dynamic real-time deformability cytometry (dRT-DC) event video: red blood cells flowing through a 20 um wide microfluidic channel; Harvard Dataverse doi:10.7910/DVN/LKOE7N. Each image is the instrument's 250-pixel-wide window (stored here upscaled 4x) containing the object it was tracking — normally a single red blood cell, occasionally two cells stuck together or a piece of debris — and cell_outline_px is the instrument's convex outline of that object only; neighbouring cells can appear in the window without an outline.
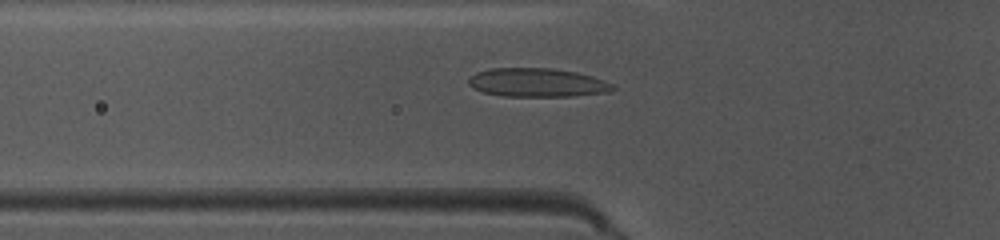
{"species": "common noctule bat (a hibernating species)", "species_latin": "Nyctalus noctula", "temperature_condition": "warm", "stored_images_in_passage": 33, "camera_frame_rate_fps": 3000, "um_per_image_px": 0.085, "animal": {"sex": "female", "body_mass_g": 10.0, "forearm_length_mm": 53.1}, "frame": {"image": 1, "passage_image": 6, "time_ms": 1.667, "image_size_px": [1000, 240], "cell_outline_px": [[616, 88], [612, 92], [572, 96], [504, 96], [484, 92], [472, 88], [468, 84], [468, 80], [476, 72], [492, 68], [552, 68], [576, 72], [592, 76], [604, 80], [612, 84]], "centroid_in_image_um": [45.69, 7.02], "position_along_channel_um": 80.1, "area_um2": 24.16}}
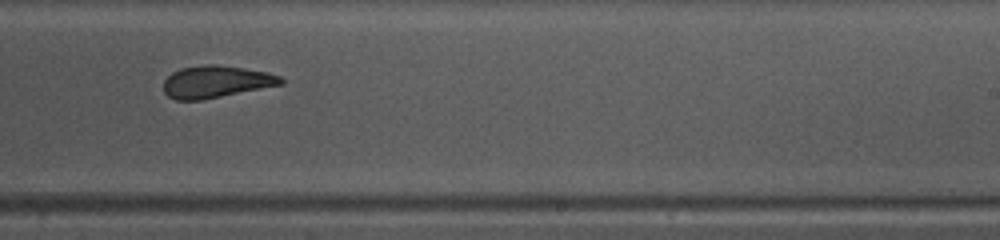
{"frame": {"image": 2, "passage_image": 20, "time_ms": 6.333, "image_size_px": [1000, 240], "cell_outline_px": [[284, 84], [200, 100], [176, 100], [168, 96], [164, 92], [164, 80], [172, 72], [180, 68], [204, 64], [216, 64], [244, 68], [268, 72], [280, 76], [284, 80]], "centroid_in_image_um": [18.36, 6.94], "position_along_channel_um": 270.6, "area_um2": 21.96}}
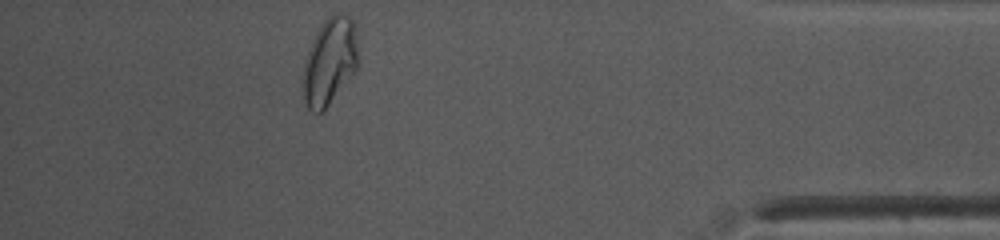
{"frame": {"image": 3, "passage_image": 33, "time_ms": 10.667, "image_size_px": [1000, 240], "cell_outline_px": [[360, 64], [324, 112], [312, 112], [308, 108], [304, 100], [304, 60], [308, 48], [316, 32], [324, 20], [332, 12], [336, 12], [348, 16], [352, 20], [356, 36]], "centroid_in_image_um": [28.04, 5.21], "position_along_channel_um": 407.2, "area_um2": 28.15}, "authors_computed_cell_mechanics": {"area_um2": 22.7732, "velocity_mm_per_s": 4.0637, "shape_relaxation_time_tau1_ms": 3.5293, "shape_relaxation_time_tau2_ms": 1.5662, "deformation_change_tau1": 0.1504, "deformation_change_tau2": 0.0805}}